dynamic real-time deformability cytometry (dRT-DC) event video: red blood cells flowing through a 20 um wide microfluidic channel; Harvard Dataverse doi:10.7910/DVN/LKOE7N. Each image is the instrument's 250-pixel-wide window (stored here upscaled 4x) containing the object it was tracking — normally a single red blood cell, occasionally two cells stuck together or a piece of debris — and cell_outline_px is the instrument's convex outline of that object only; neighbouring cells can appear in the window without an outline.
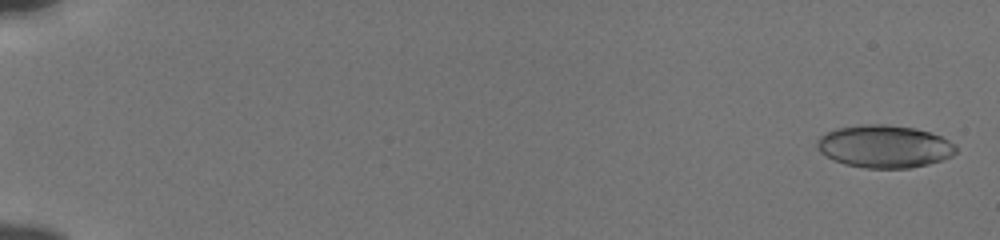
{"species": "human", "species_latin": "Homo sapiens", "temperature_condition": "cold", "stored_images_in_passage": 56, "camera_frame_rate_fps": 3000, "um_per_image_px": 0.085, "donor": {"sex": "male"}, "frame": {"image": 1, "passage_image": 2, "time_ms": 0.333, "image_size_px": [1000, 240], "cell_outline_px": [[956, 152], [952, 156], [928, 164], [908, 168], [864, 168], [844, 164], [820, 152], [816, 148], [816, 140], [820, 136], [836, 128], [864, 124], [888, 124], [916, 128], [940, 136], [956, 144]], "centroid_in_image_um": [75.17, 12.44], "position_along_channel_um": 9.8, "area_um2": 34.51}}
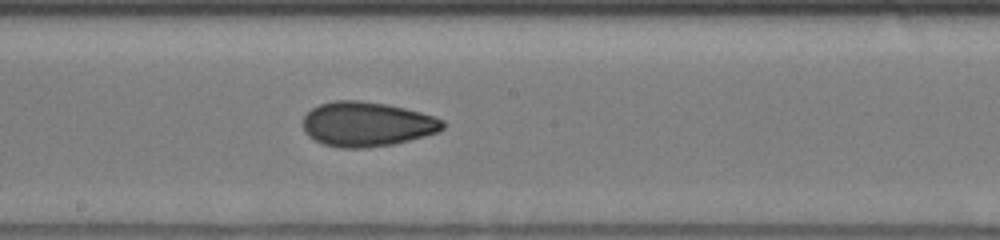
{"frame": {"image": 2, "passage_image": 33, "time_ms": 10.667, "image_size_px": [1000, 240], "cell_outline_px": [[444, 128], [440, 132], [392, 144], [364, 148], [340, 148], [324, 144], [308, 136], [304, 132], [304, 116], [312, 108], [320, 104], [336, 100], [360, 100], [388, 104], [420, 112], [444, 120]], "centroid_in_image_um": [31.19, 10.55], "position_along_channel_um": 217.0, "area_um2": 36.3}}
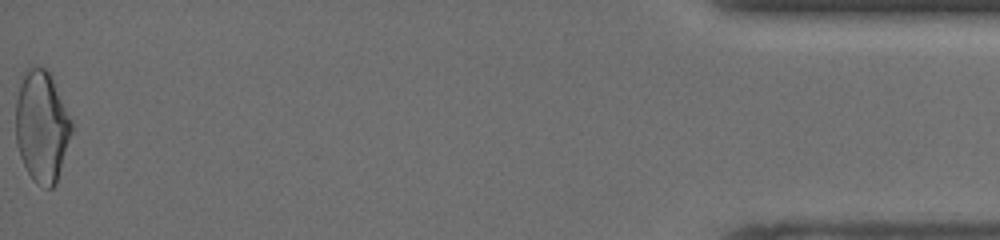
{"frame": {"image": 3, "passage_image": 56, "time_ms": 18.333, "image_size_px": [1000, 240], "cell_outline_px": [[72, 132], [56, 184], [52, 188], [44, 188], [36, 184], [32, 180], [20, 156], [16, 144], [16, 100], [20, 84], [24, 72], [28, 64], [36, 64], [44, 68], [48, 72], [72, 120]], "centroid_in_image_um": [3.54, 10.75], "position_along_channel_um": 431.7, "area_um2": 36.36}, "authors_computed_cell_mechanics": {"area_um2": 34.7956, "velocity_mm_per_s": 3.8643, "shape_relaxation_time_tau1_ms": 10.5907, "shape_relaxation_time_tau2_ms": 2.0473, "deformation_change_tau1": 0.2183, "deformation_change_tau2": 0.072}}